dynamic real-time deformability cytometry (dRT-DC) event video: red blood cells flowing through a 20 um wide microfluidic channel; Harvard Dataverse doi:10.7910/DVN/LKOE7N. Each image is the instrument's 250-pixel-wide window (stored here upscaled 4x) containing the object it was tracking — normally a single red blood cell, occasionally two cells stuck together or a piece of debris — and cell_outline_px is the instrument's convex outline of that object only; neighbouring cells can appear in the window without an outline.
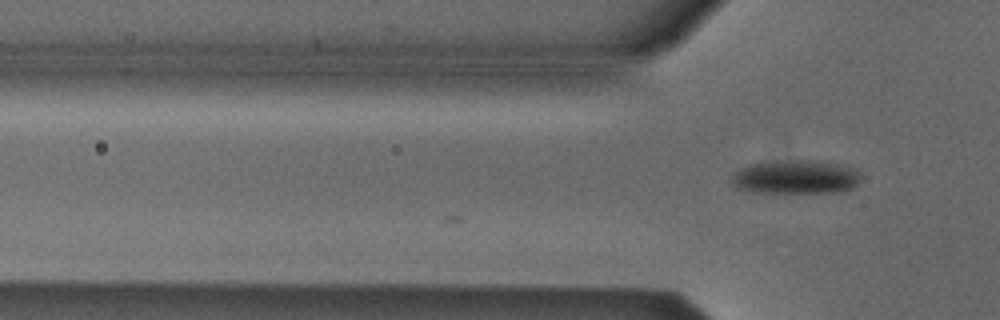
{"species": "Egyptian fruit bat (a non-hibernating species)", "species_latin": "Rousettus aegyptiacus", "temperature_condition": "cold", "stored_images_in_passage": 2, "camera_frame_rate_fps": 3000, "um_per_image_px": 0.085, "animal": {"sex": "male"}, "frame": {"image": 1, "passage_image": 2, "time_ms": 0.333, "image_size_px": [1000, 320], "cell_outline_px": [[860, 176], [856, 184], [852, 188], [840, 192], [752, 192], [736, 188], [732, 180], [732, 176], [740, 168], [752, 164], [796, 160], [816, 160], [840, 164], [856, 168], [860, 172]], "centroid_in_image_um": [67.68, 15.05], "position_along_channel_um": 58.1, "area_um2": 25.26}}